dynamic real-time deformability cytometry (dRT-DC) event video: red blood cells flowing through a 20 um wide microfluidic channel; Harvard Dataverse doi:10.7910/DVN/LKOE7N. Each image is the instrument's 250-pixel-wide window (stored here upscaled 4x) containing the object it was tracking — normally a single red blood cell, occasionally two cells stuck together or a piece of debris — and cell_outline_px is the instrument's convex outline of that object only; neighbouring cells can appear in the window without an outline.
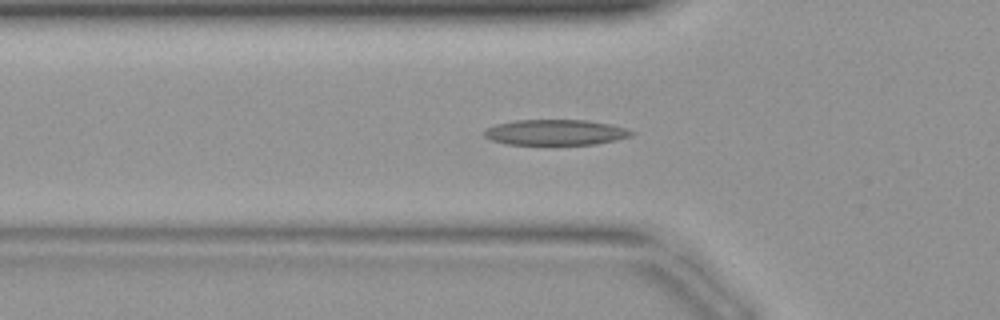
{"species": "common noctule bat (a hibernating species)", "species_latin": "Nyctalus noctula", "temperature_condition": "warm", "stored_images_in_passage": 42, "camera_frame_rate_fps": 3000, "um_per_image_px": 0.085, "animal": {"sex": "female", "body_mass_g": 19.9}, "frame": {"image": 1, "passage_image": 14, "time_ms": 4.333, "image_size_px": [1000, 320], "cell_outline_px": [[636, 132], [632, 136], [616, 140], [596, 144], [504, 144], [492, 140], [484, 136], [484, 132], [488, 128], [496, 124], [516, 120], [588, 120], [608, 124], [624, 128]], "centroid_in_image_um": [47.23, 11.25], "position_along_channel_um": 78.6, "area_um2": 21.79}}
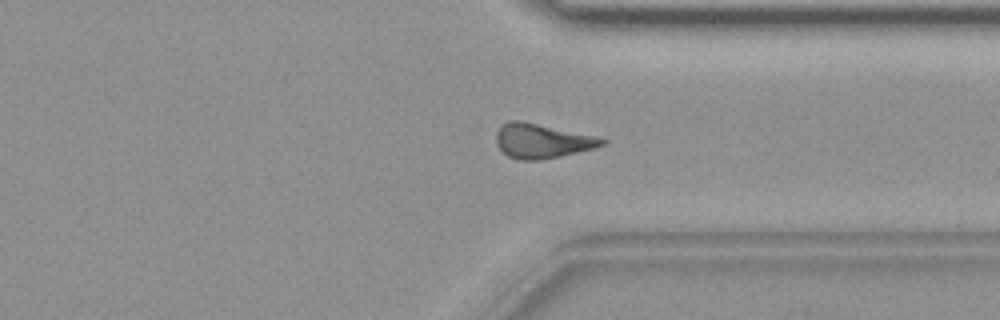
{"frame": {"image": 2, "passage_image": 32, "time_ms": 10.333, "image_size_px": [1000, 320], "cell_outline_px": [[608, 140], [604, 144], [592, 148], [560, 156], [540, 160], [520, 160], [508, 156], [496, 144], [496, 132], [508, 120], [520, 120], [600, 136]], "centroid_in_image_um": [46.09, 11.96], "position_along_channel_um": 365.3, "area_um2": 21.27}}
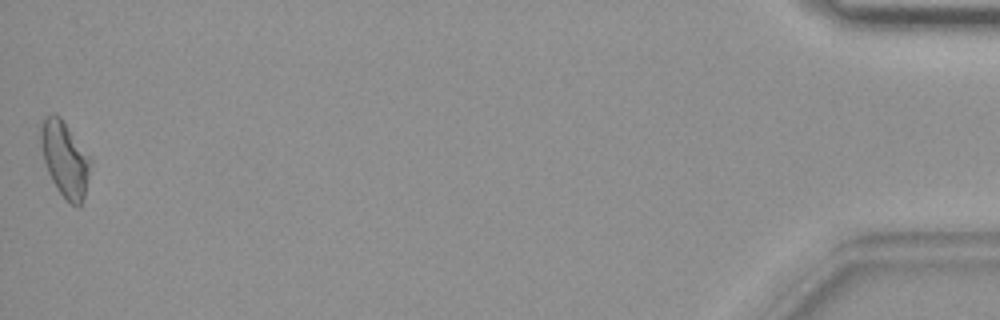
{"frame": {"image": 3, "passage_image": 42, "time_ms": 13.667, "image_size_px": [1000, 320], "cell_outline_px": [[92, 164], [84, 196], [80, 208], [76, 208], [56, 188], [44, 164], [40, 148], [40, 124], [44, 116], [56, 112], [60, 116], [92, 160]], "centroid_in_image_um": [5.49, 13.5], "position_along_channel_um": 429.7, "area_um2": 22.08}}